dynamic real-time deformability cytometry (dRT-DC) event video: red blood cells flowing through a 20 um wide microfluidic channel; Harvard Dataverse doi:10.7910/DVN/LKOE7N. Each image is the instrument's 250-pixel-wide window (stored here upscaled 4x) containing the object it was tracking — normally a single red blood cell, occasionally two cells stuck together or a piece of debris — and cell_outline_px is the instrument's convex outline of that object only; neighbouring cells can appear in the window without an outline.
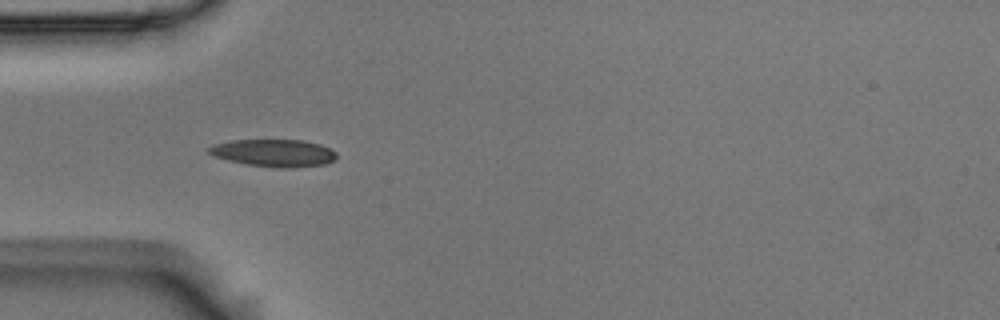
{"species": "Egyptian fruit bat (a non-hibernating species)", "species_latin": "Rousettus aegyptiacus", "temperature_condition": "room temperature", "stored_images_in_passage": 2, "camera_frame_rate_fps": 3000, "um_per_image_px": 0.085, "animal": {"sex": "male"}, "frame": {"image": 1, "passage_image": 1, "time_ms": 0.0, "image_size_px": [1000, 320], "cell_outline_px": [[336, 156], [332, 160], [324, 164], [292, 168], [280, 168], [248, 164], [228, 160], [216, 156], [208, 152], [208, 148], [212, 144], [232, 140], [304, 140], [320, 144], [336, 152]], "centroid_in_image_um": [23.27, 12.99], "position_along_channel_um": 61.7, "area_um2": 20.17}}
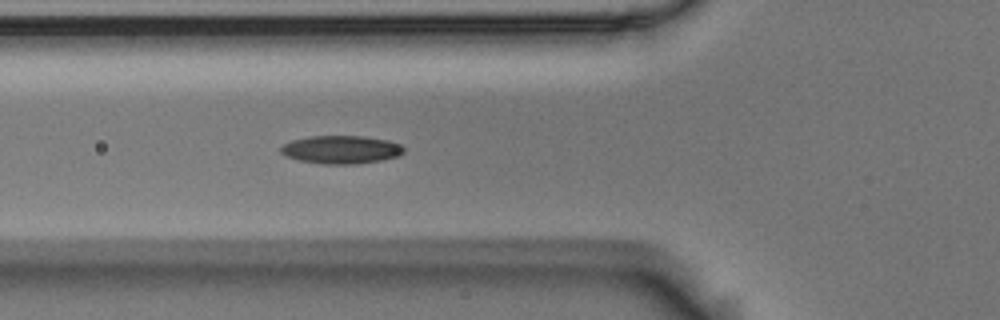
{"frame": {"image": 2, "passage_image": 2, "time_ms": 0.333, "image_size_px": [1000, 320], "cell_outline_px": [[404, 152], [400, 156], [380, 160], [356, 164], [320, 164], [300, 160], [284, 156], [280, 152], [280, 148], [284, 144], [292, 140], [312, 136], [364, 136], [388, 140], [400, 144], [404, 148]], "centroid_in_image_um": [29.0, 12.72], "position_along_channel_um": 96.8, "area_um2": 20.23}}